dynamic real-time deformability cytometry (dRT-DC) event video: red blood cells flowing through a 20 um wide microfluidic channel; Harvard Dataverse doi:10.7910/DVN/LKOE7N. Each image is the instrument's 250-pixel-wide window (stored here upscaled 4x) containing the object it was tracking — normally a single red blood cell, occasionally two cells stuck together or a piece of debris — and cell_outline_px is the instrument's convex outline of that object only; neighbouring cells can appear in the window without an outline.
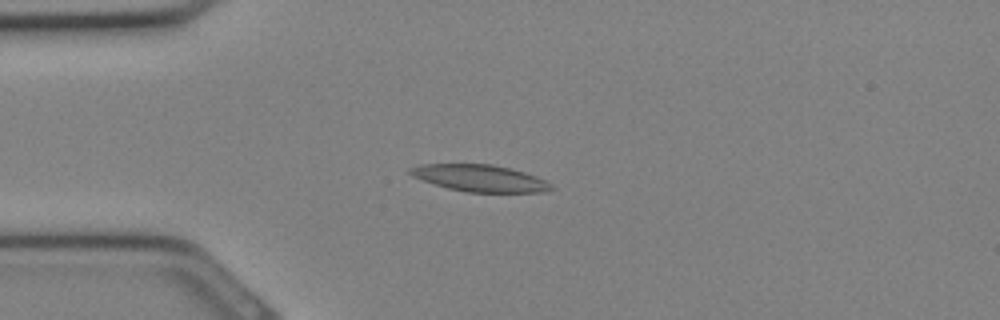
{"species": "Egyptian fruit bat (a non-hibernating species)", "species_latin": "Rousettus aegyptiacus", "temperature_condition": "cold", "stored_images_in_passage": 23, "camera_frame_rate_fps": 3000, "um_per_image_px": 0.085, "animal": {"sex": "female"}, "frame": {"image": 1, "passage_image": 2, "time_ms": 0.333, "image_size_px": [1000, 320], "cell_outline_px": [[556, 188], [548, 192], [464, 192], [448, 188], [412, 176], [408, 172], [408, 168], [420, 164], [492, 164], [524, 172], [536, 176], [552, 184]], "centroid_in_image_um": [40.82, 15.15], "position_along_channel_um": 44.2, "area_um2": 22.02}}
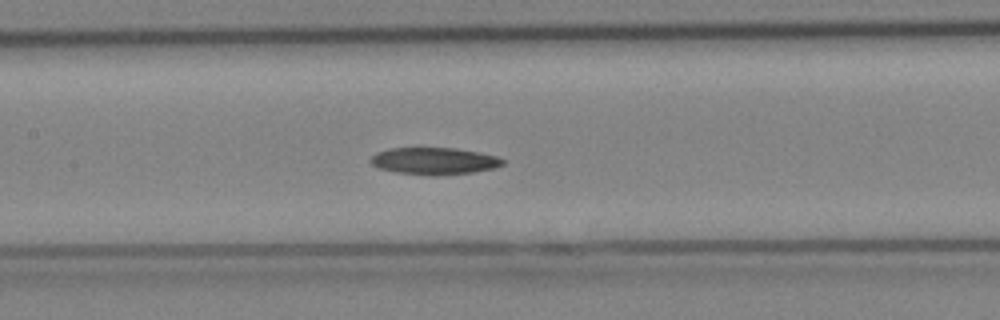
{"frame": {"image": 2, "passage_image": 9, "time_ms": 2.667, "image_size_px": [1000, 320], "cell_outline_px": [[504, 164], [492, 168], [472, 172], [436, 176], [432, 176], [396, 172], [380, 168], [372, 164], [368, 160], [376, 152], [388, 148], [456, 148], [496, 156], [504, 160]], "centroid_in_image_um": [36.86, 13.68], "position_along_channel_um": 170.5, "area_um2": 20.69}}
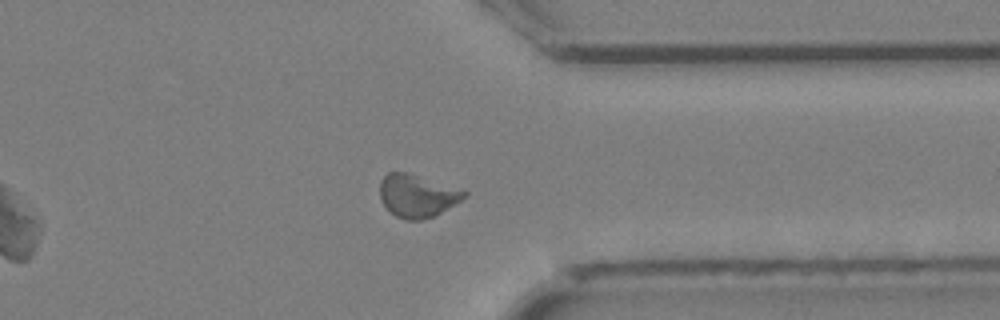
{"frame": {"image": 3, "passage_image": 19, "time_ms": 6.0, "image_size_px": [1000, 320], "cell_outline_px": [[468, 196], [440, 212], [432, 216], [420, 220], [404, 220], [396, 216], [380, 200], [380, 180], [388, 172], [408, 172], [468, 192]], "centroid_in_image_um": [35.43, 16.63], "position_along_channel_um": 376.0, "area_um2": 20.69}}